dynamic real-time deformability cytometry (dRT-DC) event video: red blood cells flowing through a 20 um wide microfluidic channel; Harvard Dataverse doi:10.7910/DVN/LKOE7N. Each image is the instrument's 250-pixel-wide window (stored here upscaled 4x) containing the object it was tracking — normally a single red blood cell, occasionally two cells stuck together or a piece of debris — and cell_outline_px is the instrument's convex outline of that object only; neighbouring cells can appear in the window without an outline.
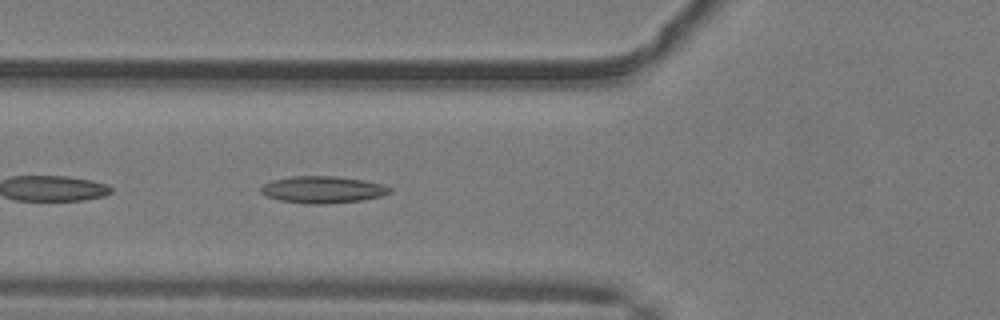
{"species": "common noctule bat (a hibernating species)", "species_latin": "Nyctalus noctula", "temperature_condition": "warm", "stored_images_in_passage": 40, "camera_frame_rate_fps": 3000, "um_per_image_px": 0.085, "animal": {"sex": "male", "body_mass_g": 19.2, "forearm_length_mm": 51.8}, "frame": {"image": 1, "passage_image": 9, "time_ms": 2.667, "image_size_px": [1000, 320], "cell_outline_px": [[392, 192], [380, 196], [360, 200], [328, 204], [308, 204], [280, 200], [268, 196], [260, 192], [260, 188], [264, 184], [272, 180], [292, 176], [336, 176], [364, 180], [384, 184], [392, 188]], "centroid_in_image_um": [27.45, 16.11], "position_along_channel_um": 98.3, "area_um2": 20.23}}
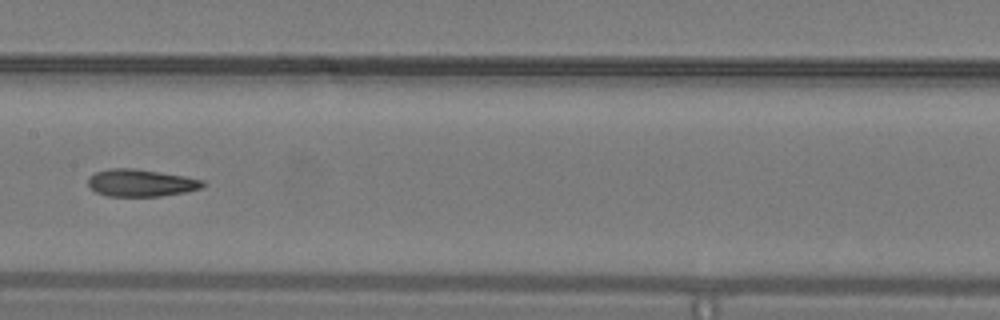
{"frame": {"image": 2, "passage_image": 16, "time_ms": 5.0, "image_size_px": [1000, 320], "cell_outline_px": [[204, 184], [200, 188], [184, 192], [160, 196], [108, 196], [96, 192], [88, 184], [88, 176], [96, 172], [108, 168], [136, 168], [184, 176], [204, 180]], "centroid_in_image_um": [11.94, 15.53], "position_along_channel_um": 195.5, "area_um2": 18.15}}
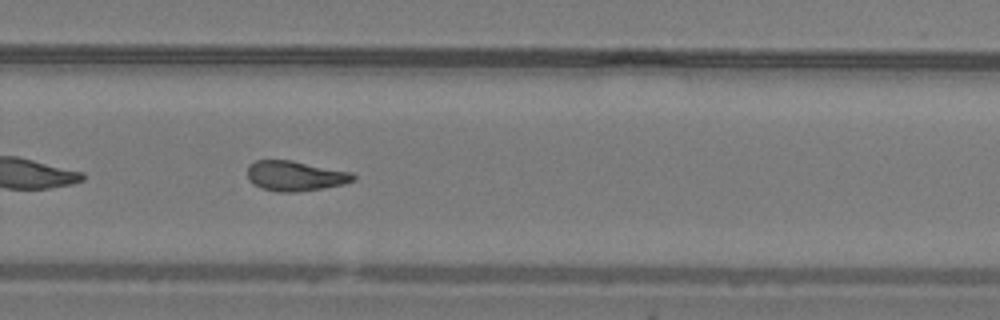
{"frame": {"image": 3, "passage_image": 24, "time_ms": 7.667, "image_size_px": [1000, 320], "cell_outline_px": [[356, 180], [344, 184], [324, 188], [296, 192], [276, 192], [260, 188], [248, 180], [248, 164], [256, 160], [292, 160], [352, 172], [356, 176]], "centroid_in_image_um": [25.1, 14.95], "position_along_channel_um": 304.7, "area_um2": 18.79}, "authors_computed_cell_mechanics": {"area_um2": 18.6405, "velocity_mm_per_s": 4.1276, "shape_relaxation_time_tau1_ms": null, "shape_relaxation_time_tau2_ms": 3.7347, "deformation_change_tau1": null, "deformation_change_tau2": 0.1211}}